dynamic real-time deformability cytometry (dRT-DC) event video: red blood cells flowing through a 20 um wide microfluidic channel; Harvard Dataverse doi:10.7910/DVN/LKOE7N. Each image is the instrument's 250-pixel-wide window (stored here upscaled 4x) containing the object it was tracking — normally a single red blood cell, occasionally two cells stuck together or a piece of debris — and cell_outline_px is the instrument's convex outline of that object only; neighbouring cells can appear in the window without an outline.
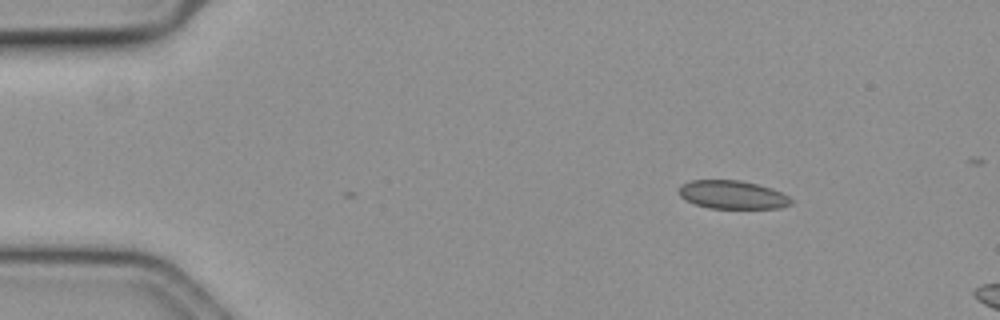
{"species": "common noctule bat (a hibernating species)", "species_latin": "Nyctalus noctula", "temperature_condition": "cold", "stored_images_in_passage": 2, "camera_frame_rate_fps": 3000, "um_per_image_px": 0.085, "animal": {"sex": "female", "body_mass_g": 19.3, "forearm_length_mm": 54.1}, "frame": {"image": 1, "passage_image": 1, "time_ms": 0.0, "image_size_px": [1000, 320], "cell_outline_px": [[796, 200], [792, 204], [780, 208], [708, 208], [684, 200], [676, 192], [680, 184], [692, 180], [740, 180], [772, 188]], "centroid_in_image_um": [62.24, 16.55], "position_along_channel_um": 22.8, "area_um2": 18.79}}